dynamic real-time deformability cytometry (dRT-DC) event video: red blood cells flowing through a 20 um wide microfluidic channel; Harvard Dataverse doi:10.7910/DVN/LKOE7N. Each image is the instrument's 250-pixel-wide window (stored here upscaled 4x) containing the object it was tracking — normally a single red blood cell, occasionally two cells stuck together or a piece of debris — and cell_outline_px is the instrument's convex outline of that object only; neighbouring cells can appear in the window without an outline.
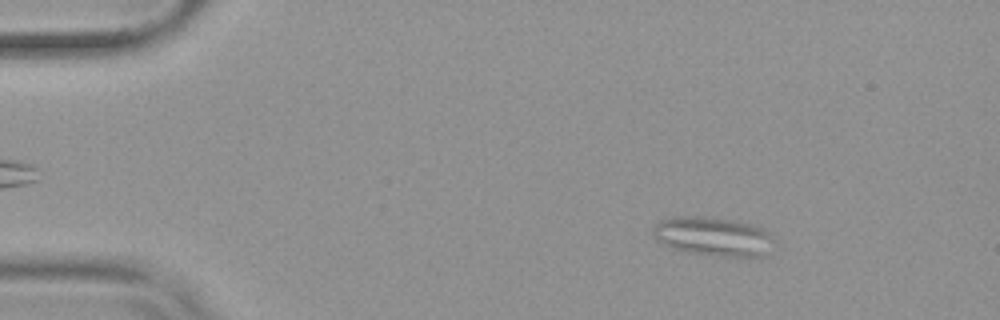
{"species": "common noctule bat (a hibernating species)", "species_latin": "Nyctalus noctula", "temperature_condition": "warm", "stored_images_in_passage": 54, "camera_frame_rate_fps": 3000, "um_per_image_px": 0.085, "animal": {"sex": "female", "body_mass_g": 19.9}, "frame": {"image": 1, "passage_image": 8, "time_ms": 2.333, "image_size_px": [1000, 320], "cell_outline_px": [[776, 244], [764, 256], [720, 256], [692, 252], [672, 248], [656, 240], [652, 236], [652, 228], [660, 220], [672, 216], [704, 216], [732, 220], [752, 224], [764, 228], [776, 240]], "centroid_in_image_um": [60.65, 20.08], "position_along_channel_um": 24.4, "area_um2": 27.8}}
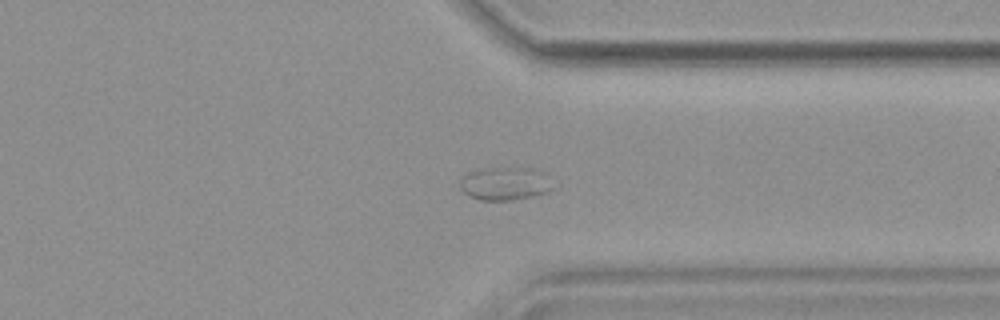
{"frame": {"image": 2, "passage_image": 42, "time_ms": 13.667, "image_size_px": [1000, 320], "cell_outline_px": [[552, 188], [548, 192], [532, 196], [508, 200], [480, 200], [468, 196], [460, 188], [460, 180], [468, 172], [480, 168], [532, 168], [544, 172]], "centroid_in_image_um": [42.88, 15.6], "position_along_channel_um": 368.5, "area_um2": 17.8}}
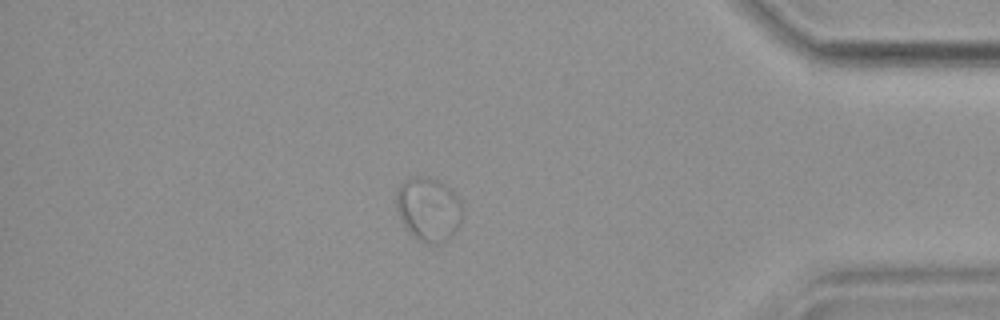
{"frame": {"image": 3, "passage_image": 47, "time_ms": 15.333, "image_size_px": [1000, 320], "cell_outline_px": [[460, 224], [456, 232], [444, 244], [424, 244], [404, 224], [396, 212], [396, 188], [400, 184], [412, 176], [420, 176], [436, 180], [444, 184], [460, 200]], "centroid_in_image_um": [36.4, 17.8], "position_along_channel_um": 398.8, "area_um2": 24.45}}